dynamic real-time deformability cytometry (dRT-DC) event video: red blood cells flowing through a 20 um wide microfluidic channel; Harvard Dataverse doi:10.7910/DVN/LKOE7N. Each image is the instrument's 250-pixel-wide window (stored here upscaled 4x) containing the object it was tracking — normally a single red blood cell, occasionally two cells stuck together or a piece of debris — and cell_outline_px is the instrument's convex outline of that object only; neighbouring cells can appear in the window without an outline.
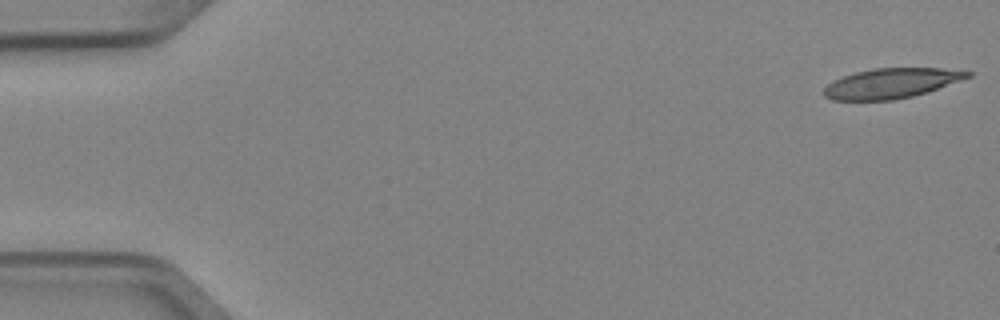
{"species": "Egyptian fruit bat (a non-hibernating species)", "species_latin": "Rousettus aegyptiacus", "temperature_condition": "cold", "stored_images_in_passage": 4, "camera_frame_rate_fps": 3000, "um_per_image_px": 0.085, "animal": {"sex": "female"}, "frame": {"image": 1, "passage_image": 1, "time_ms": 0.0, "image_size_px": [1000, 320], "cell_outline_px": [[972, 76], [912, 96], [892, 100], [832, 100], [824, 96], [824, 88], [832, 80], [856, 72], [872, 68], [940, 68], [972, 72]], "centroid_in_image_um": [75.7, 7.07], "position_along_channel_um": 9.3, "area_um2": 24.74}}
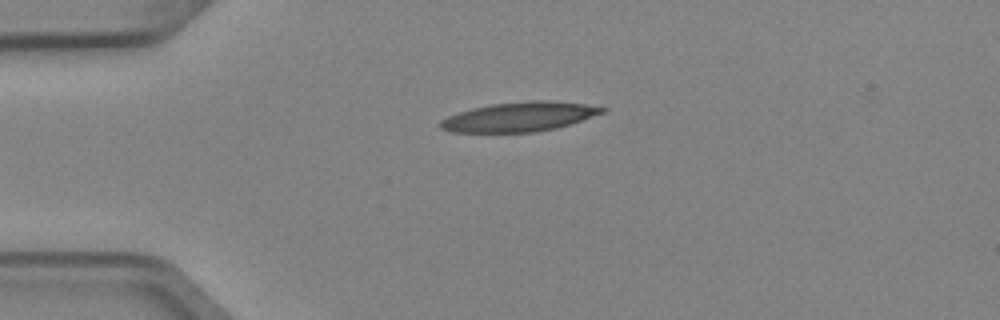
{"frame": {"image": 2, "passage_image": 4, "time_ms": 1.0, "image_size_px": [1000, 320], "cell_outline_px": [[608, 108], [604, 112], [556, 128], [532, 132], [452, 132], [440, 128], [440, 120], [448, 116], [472, 108], [492, 104], [532, 100], [548, 100], [584, 104]], "centroid_in_image_um": [44.12, 9.92], "position_along_channel_um": 40.9, "area_um2": 27.4}}